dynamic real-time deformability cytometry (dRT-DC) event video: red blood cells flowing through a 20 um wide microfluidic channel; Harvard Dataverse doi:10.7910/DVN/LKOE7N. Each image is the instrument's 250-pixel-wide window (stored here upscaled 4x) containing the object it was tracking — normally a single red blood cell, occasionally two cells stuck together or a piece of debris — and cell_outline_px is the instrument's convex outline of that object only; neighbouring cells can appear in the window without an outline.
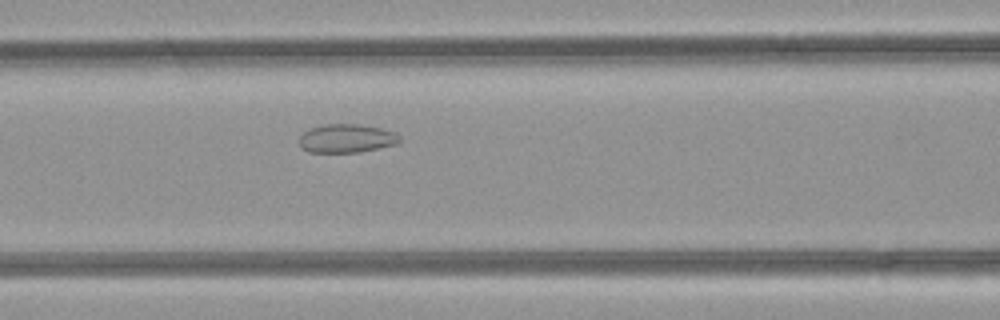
{"species": "common noctule bat (a hibernating species)", "species_latin": "Nyctalus noctula", "temperature_condition": "room temperature", "stored_images_in_passage": 28, "camera_frame_rate_fps": 3000, "um_per_image_px": 0.085, "animal": {"sex": "female", "body_mass_g": 21.9}, "frame": {"image": 1, "passage_image": 8, "time_ms": 2.333, "image_size_px": [1000, 320], "cell_outline_px": [[400, 140], [396, 144], [360, 152], [308, 152], [300, 148], [300, 136], [304, 132], [312, 128], [324, 124], [360, 124], [380, 128], [396, 132], [400, 136]], "centroid_in_image_um": [29.46, 11.76], "position_along_channel_um": 137.1, "area_um2": 16.7}}
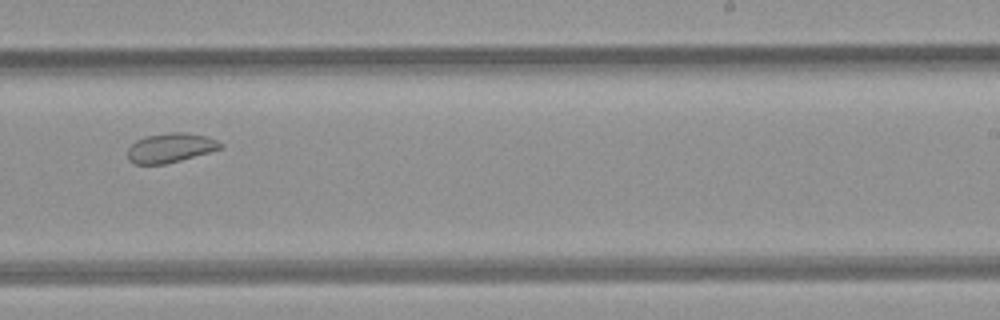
{"frame": {"image": 2, "passage_image": 18, "time_ms": 5.667, "image_size_px": [1000, 320], "cell_outline_px": [[224, 148], [180, 160], [164, 164], [136, 164], [128, 160], [128, 148], [136, 140], [144, 136], [168, 132], [184, 132], [208, 136], [224, 144]], "centroid_in_image_um": [14.5, 12.55], "position_along_channel_um": 274.5, "area_um2": 16.01}}
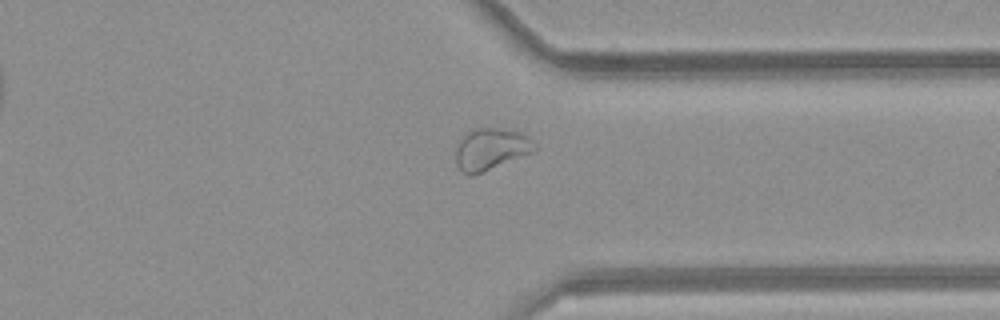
{"frame": {"image": 3, "passage_image": 25, "time_ms": 8.0, "image_size_px": [1000, 320], "cell_outline_px": [[540, 148], [536, 152], [480, 172], [468, 176], [456, 164], [456, 144], [468, 132], [476, 128], [492, 128], [516, 132], [528, 136]], "centroid_in_image_um": [41.76, 12.67], "position_along_channel_um": 369.6, "area_um2": 18.96}}